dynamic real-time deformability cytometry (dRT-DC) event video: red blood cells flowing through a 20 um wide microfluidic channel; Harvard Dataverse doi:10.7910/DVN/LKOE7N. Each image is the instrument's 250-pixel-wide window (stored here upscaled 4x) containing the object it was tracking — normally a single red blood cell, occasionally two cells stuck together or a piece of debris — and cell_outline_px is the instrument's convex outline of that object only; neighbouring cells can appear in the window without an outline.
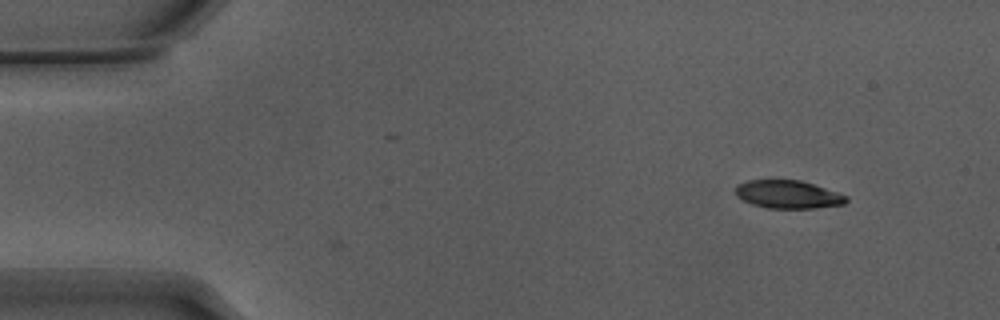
{"species": "Egyptian fruit bat (a non-hibernating species)", "species_latin": "Rousettus aegyptiacus", "temperature_condition": "warm", "stored_images_in_passage": 2, "camera_frame_rate_fps": 3000, "um_per_image_px": 0.085, "animal": {"sex": "male"}, "frame": {"image": 1, "passage_image": 2, "time_ms": 0.333, "image_size_px": [1000, 320], "cell_outline_px": [[848, 200], [844, 204], [812, 208], [768, 208], [752, 204], [736, 196], [736, 184], [748, 180], [800, 180], [848, 196]], "centroid_in_image_um": [66.96, 16.52], "position_along_channel_um": 18.0, "area_um2": 17.92}}